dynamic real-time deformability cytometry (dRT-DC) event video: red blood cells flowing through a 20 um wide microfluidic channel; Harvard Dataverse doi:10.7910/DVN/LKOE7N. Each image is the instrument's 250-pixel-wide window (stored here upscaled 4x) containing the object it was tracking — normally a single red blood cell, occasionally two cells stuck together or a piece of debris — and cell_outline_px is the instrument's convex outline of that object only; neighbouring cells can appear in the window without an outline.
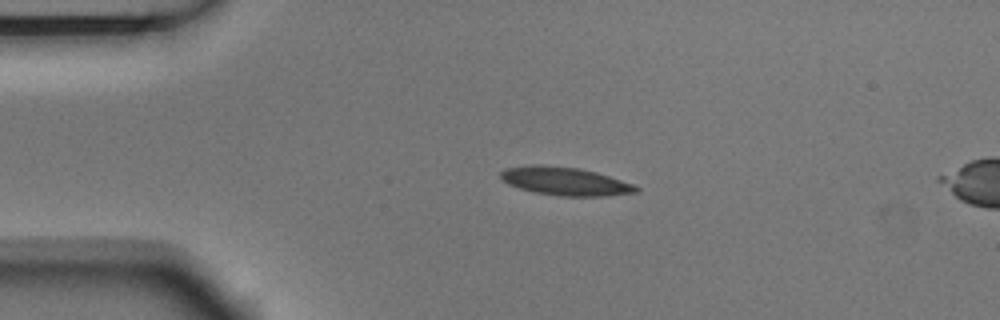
{"species": "Egyptian fruit bat (a non-hibernating species)", "species_latin": "Rousettus aegyptiacus", "temperature_condition": "room temperature", "stored_images_in_passage": 4, "camera_frame_rate_fps": 3000, "um_per_image_px": 0.085, "animal": {"sex": "male"}, "frame": {"image": 1, "passage_image": 2, "time_ms": 0.333, "image_size_px": [1000, 320], "cell_outline_px": [[640, 188], [636, 192], [604, 196], [560, 196], [536, 192], [520, 188], [508, 184], [500, 176], [500, 172], [508, 168], [532, 164], [540, 164], [580, 168], [596, 172], [632, 184]], "centroid_in_image_um": [48.02, 15.4], "position_along_channel_um": 37.0, "area_um2": 22.02}}